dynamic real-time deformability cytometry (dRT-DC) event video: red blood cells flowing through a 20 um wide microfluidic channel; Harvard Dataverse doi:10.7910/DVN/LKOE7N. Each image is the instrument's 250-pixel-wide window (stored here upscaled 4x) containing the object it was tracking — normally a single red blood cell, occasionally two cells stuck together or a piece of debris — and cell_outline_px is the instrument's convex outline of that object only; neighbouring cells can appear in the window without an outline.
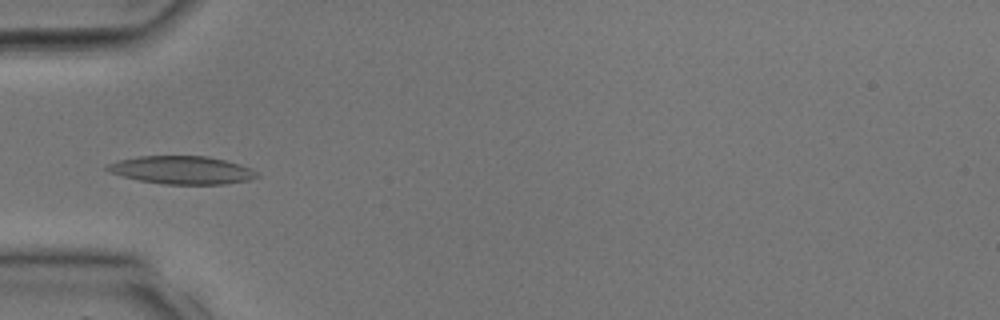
{"species": "common noctule bat (a hibernating species)", "species_latin": "Nyctalus noctula", "temperature_condition": "room temperature", "stored_images_in_passage": 27, "camera_frame_rate_fps": 3000, "um_per_image_px": 0.085, "animal": {"sex": "male", "body_mass_g": 17.9, "forearm_length_mm": 54.2}, "frame": {"image": 1, "passage_image": 5, "time_ms": 1.333, "image_size_px": [1000, 320], "cell_outline_px": [[260, 176], [248, 180], [224, 184], [164, 184], [140, 180], [124, 176], [112, 172], [104, 168], [108, 164], [120, 160], [140, 156], [208, 156], [240, 164], [260, 172]], "centroid_in_image_um": [15.52, 14.45], "position_along_channel_um": 69.5, "area_um2": 24.22}}
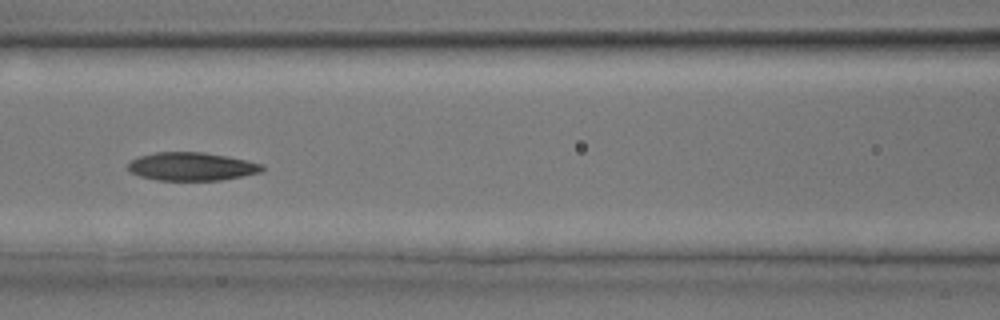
{"frame": {"image": 2, "passage_image": 9, "time_ms": 2.667, "image_size_px": [1000, 320], "cell_outline_px": [[264, 168], [260, 172], [220, 180], [156, 180], [140, 176], [132, 172], [128, 168], [128, 164], [132, 160], [140, 156], [156, 152], [204, 152], [228, 156], [264, 164]], "centroid_in_image_um": [16.3, 14.14], "position_along_channel_um": 150.3, "area_um2": 21.91}}
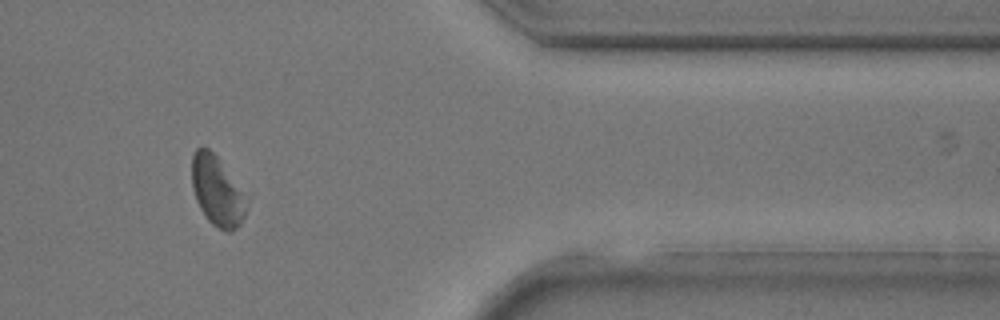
{"frame": {"image": 3, "passage_image": 22, "time_ms": 7.0, "image_size_px": [1000, 320], "cell_outline_px": [[244, 216], [240, 224], [236, 228], [228, 232], [212, 224], [208, 220], [200, 208], [196, 200], [192, 188], [192, 152], [196, 148], [208, 148], [216, 156], [240, 192], [244, 212]], "centroid_in_image_um": [18.34, 16.24], "position_along_channel_um": 393.1, "area_um2": 20.87}}